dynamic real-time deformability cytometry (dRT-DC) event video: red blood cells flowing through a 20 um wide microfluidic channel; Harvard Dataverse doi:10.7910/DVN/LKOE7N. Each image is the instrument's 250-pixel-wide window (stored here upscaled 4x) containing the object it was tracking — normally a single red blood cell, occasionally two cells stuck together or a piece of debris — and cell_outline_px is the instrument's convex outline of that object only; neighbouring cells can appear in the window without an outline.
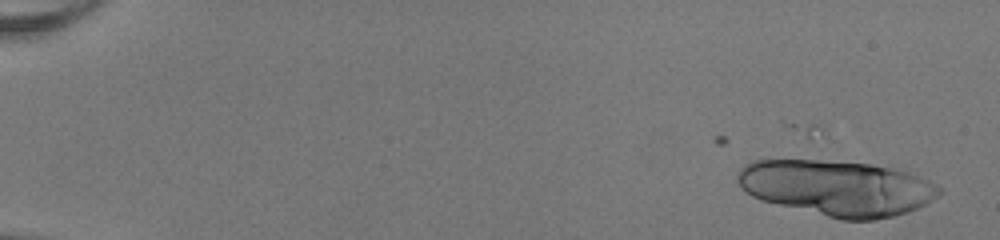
{"species": "human", "species_latin": "Homo sapiens", "temperature_condition": "room temperature", "stored_images_in_passage": 18, "camera_frame_rate_fps": 3000, "um_per_image_px": 0.085, "donor": {"sex": "female"}, "frame": {"image": 1, "passage_image": 1, "time_ms": 0.0, "image_size_px": [1000, 240], "cell_outline_px": [[944, 192], [932, 200], [908, 212], [876, 220], [844, 220], [760, 200], [752, 196], [740, 188], [736, 180], [736, 176], [740, 168], [744, 164], [752, 160], [816, 160], [872, 164], [896, 168], [908, 172], [928, 180], [944, 188]], "centroid_in_image_um": [71.14, 15.96], "position_along_channel_um": 13.9, "area_um2": 65.49}}